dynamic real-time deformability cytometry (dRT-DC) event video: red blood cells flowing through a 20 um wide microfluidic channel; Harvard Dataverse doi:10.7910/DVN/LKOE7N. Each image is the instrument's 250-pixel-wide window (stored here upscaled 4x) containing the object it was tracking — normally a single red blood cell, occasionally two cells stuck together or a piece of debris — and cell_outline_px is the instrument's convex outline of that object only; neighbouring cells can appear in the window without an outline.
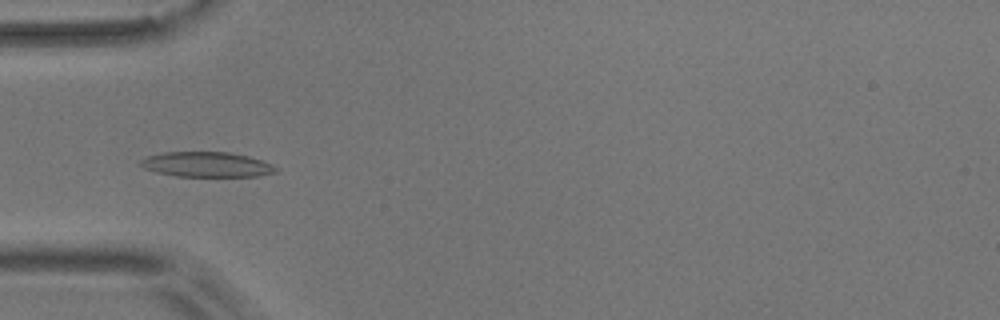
{"species": "common noctule bat (a hibernating species)", "species_latin": "Nyctalus noctula", "temperature_condition": "room temperature", "stored_images_in_passage": 56, "camera_frame_rate_fps": 3000, "um_per_image_px": 0.085, "animal": {"sex": "male", "body_mass_g": 17.9}, "frame": {"image": 1, "passage_image": 18, "time_ms": 5.667, "image_size_px": [1000, 320], "cell_outline_px": [[280, 168], [276, 172], [256, 176], [176, 176], [156, 172], [144, 168], [136, 164], [140, 160], [148, 156], [164, 152], [228, 152], [248, 156], [272, 164]], "centroid_in_image_um": [17.55, 13.98], "position_along_channel_um": 67.5, "area_um2": 19.77}}
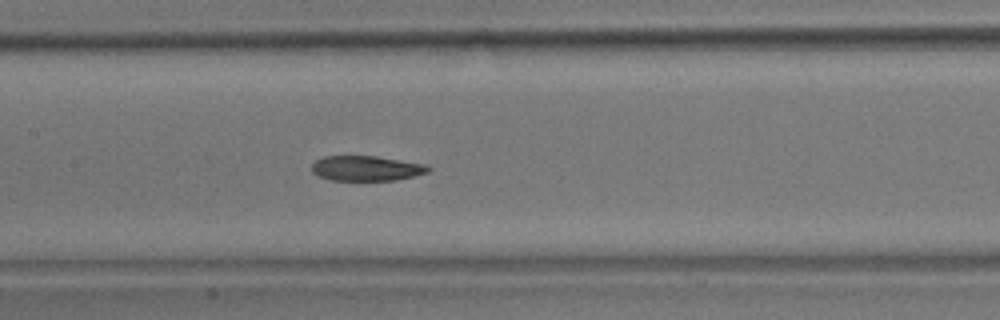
{"frame": {"image": 2, "passage_image": 27, "time_ms": 8.667, "image_size_px": [1000, 320], "cell_outline_px": [[432, 168], [428, 172], [416, 176], [396, 180], [332, 180], [320, 176], [312, 172], [312, 164], [316, 160], [324, 156], [376, 156], [428, 164]], "centroid_in_image_um": [31.2, 14.3], "position_along_channel_um": 176.2, "area_um2": 17.11}}
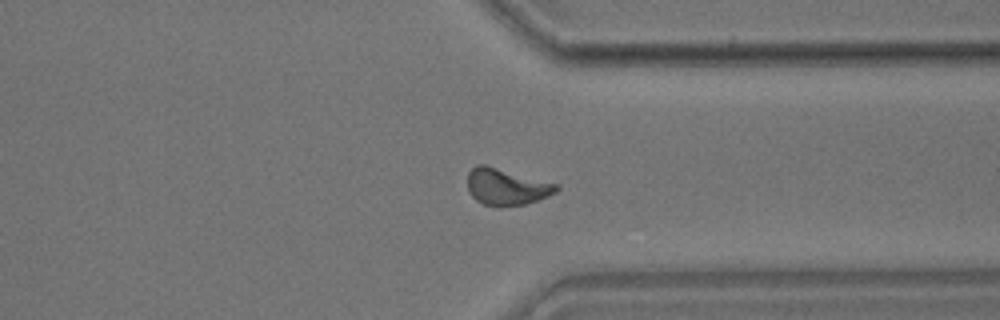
{"frame": {"image": 3, "passage_image": 43, "time_ms": 14.0, "image_size_px": [1000, 320], "cell_outline_px": [[560, 188], [556, 192], [536, 200], [524, 204], [500, 208], [496, 208], [484, 204], [476, 200], [468, 192], [468, 172], [476, 164], [484, 164], [556, 184]], "centroid_in_image_um": [42.99, 15.9], "position_along_channel_um": 368.4, "area_um2": 18.84}, "authors_computed_cell_mechanics": {"area_um2": 18.6694, "velocity_mm_per_s": 3.6234, "shape_relaxation_time_tau1_ms": 5.204, "shape_relaxation_time_tau2_ms": 4.6441, "deformation_change_tau1": 0.1331, "deformation_change_tau2": 0.0982}}